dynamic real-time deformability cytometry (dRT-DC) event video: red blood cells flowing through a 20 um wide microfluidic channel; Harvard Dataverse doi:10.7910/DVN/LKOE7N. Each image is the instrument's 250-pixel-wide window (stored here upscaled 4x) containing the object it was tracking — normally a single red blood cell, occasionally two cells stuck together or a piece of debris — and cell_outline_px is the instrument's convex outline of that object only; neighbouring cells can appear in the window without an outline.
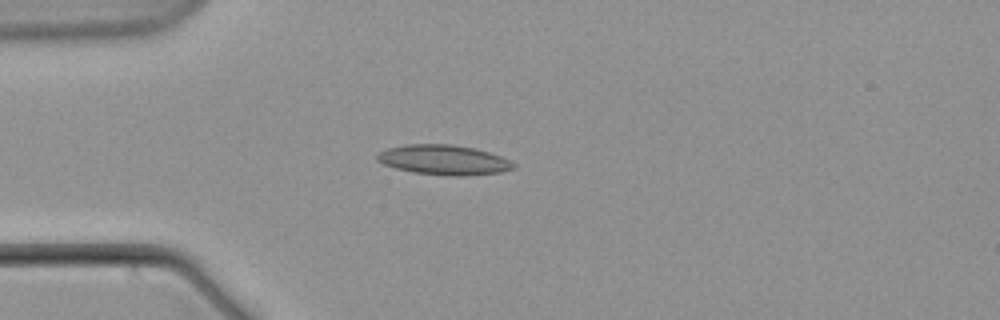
{"species": "common noctule bat (a hibernating species)", "species_latin": "Nyctalus noctula", "temperature_condition": "warm", "stored_images_in_passage": 8, "camera_frame_rate_fps": 3000, "um_per_image_px": 0.085, "animal": {"sex": "male", "body_mass_g": 21.5, "forearm_length_mm": 52.0}, "frame": {"image": 1, "passage_image": 5, "time_ms": 5.667, "image_size_px": [1000, 320], "cell_outline_px": [[516, 168], [500, 172], [460, 176], [448, 176], [412, 172], [396, 168], [384, 164], [376, 160], [376, 156], [380, 152], [388, 148], [404, 144], [452, 144], [476, 148], [500, 156], [516, 164]], "centroid_in_image_um": [37.71, 13.59], "position_along_channel_um": 47.3, "area_um2": 23.76}}
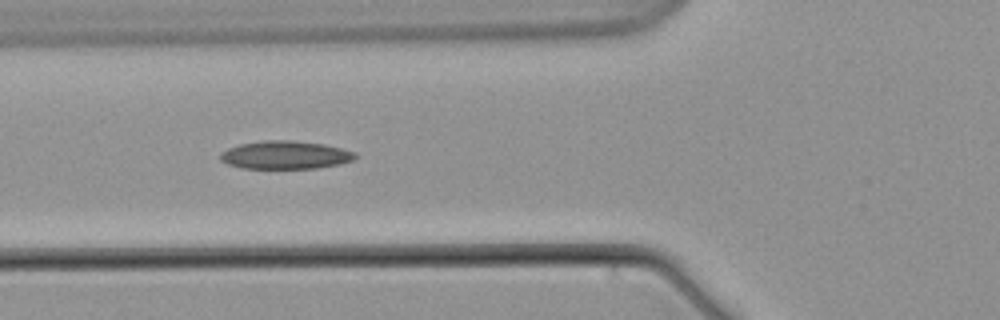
{"frame": {"image": 2, "passage_image": 7, "time_ms": 8.0, "image_size_px": [1000, 320], "cell_outline_px": [[356, 156], [352, 160], [340, 164], [316, 168], [240, 168], [228, 164], [220, 160], [220, 152], [228, 148], [240, 144], [264, 140], [292, 140], [324, 144], [356, 152]], "centroid_in_image_um": [24.23, 13.17], "position_along_channel_um": 101.6, "area_um2": 22.08}}
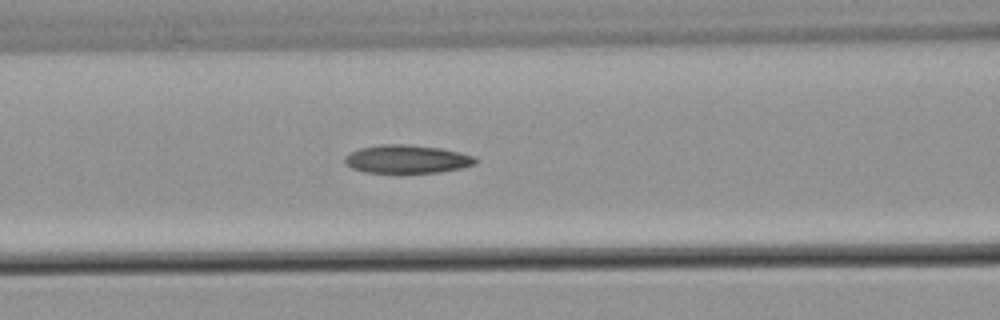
{"frame": {"image": 3, "passage_image": 8, "time_ms": 9.0, "image_size_px": [1000, 320], "cell_outline_px": [[476, 164], [464, 168], [440, 172], [364, 172], [352, 168], [344, 164], [344, 156], [360, 148], [384, 144], [408, 144], [440, 148], [460, 152], [476, 156]], "centroid_in_image_um": [34.62, 13.52], "position_along_channel_um": 132.0, "area_um2": 21.56}}